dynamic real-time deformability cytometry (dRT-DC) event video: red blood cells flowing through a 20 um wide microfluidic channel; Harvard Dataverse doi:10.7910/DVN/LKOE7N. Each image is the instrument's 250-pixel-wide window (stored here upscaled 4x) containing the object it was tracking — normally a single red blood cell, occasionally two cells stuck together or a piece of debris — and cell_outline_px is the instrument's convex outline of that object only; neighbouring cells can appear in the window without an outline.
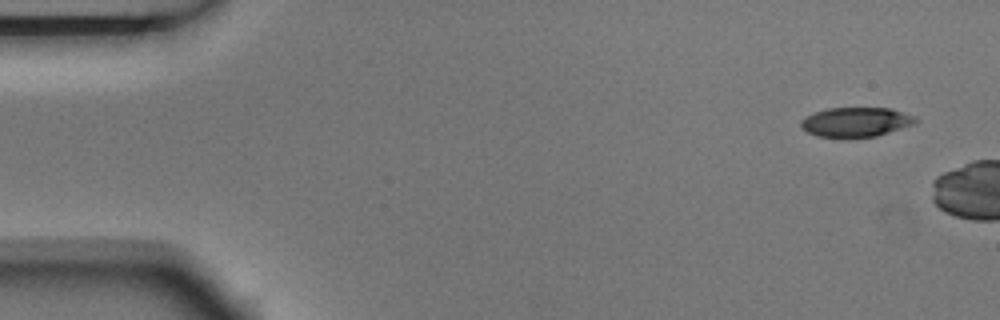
{"species": "Egyptian fruit bat (a non-hibernating species)", "species_latin": "Rousettus aegyptiacus", "temperature_condition": "room temperature", "stored_images_in_passage": 3, "camera_frame_rate_fps": 3000, "um_per_image_px": 0.085, "animal": {"sex": "male"}, "frame": {"image": 1, "passage_image": 1, "time_ms": 0.0, "image_size_px": [1000, 320], "cell_outline_px": [[920, 120], [916, 124], [876, 136], [848, 140], [816, 136], [800, 128], [800, 120], [816, 112], [828, 108], [888, 108], [916, 116]], "centroid_in_image_um": [72.76, 10.42], "position_along_channel_um": 12.2, "area_um2": 20.35}}